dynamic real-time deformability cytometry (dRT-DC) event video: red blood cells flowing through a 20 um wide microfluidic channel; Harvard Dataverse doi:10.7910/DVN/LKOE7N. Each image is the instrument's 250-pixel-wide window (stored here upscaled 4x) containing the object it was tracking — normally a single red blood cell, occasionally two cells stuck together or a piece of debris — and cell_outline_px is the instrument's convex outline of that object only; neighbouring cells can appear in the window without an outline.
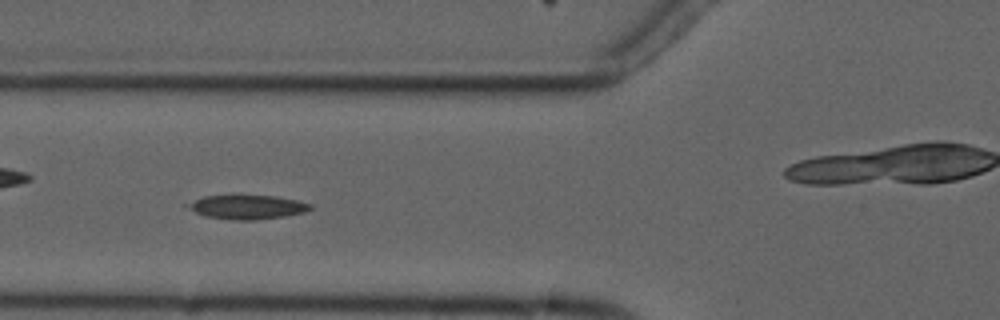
{"species": "common noctule bat (a hibernating species)", "species_latin": "Nyctalus noctula", "temperature_condition": "cold", "stored_images_in_passage": 8, "camera_frame_rate_fps": 3000, "um_per_image_px": 0.085, "animal": {"sex": "male", "forearm_length_mm": 52.5}, "frame": {"image": 1, "passage_image": 5, "time_ms": 4.667, "image_size_px": [1000, 320], "cell_outline_px": [[312, 208], [304, 212], [284, 216], [256, 220], [232, 220], [204, 216], [196, 212], [184, 204], [204, 196], [276, 196], [300, 200], [312, 204]], "centroid_in_image_um": [21.04, 17.6], "position_along_channel_um": 104.8, "area_um2": 17.11}}
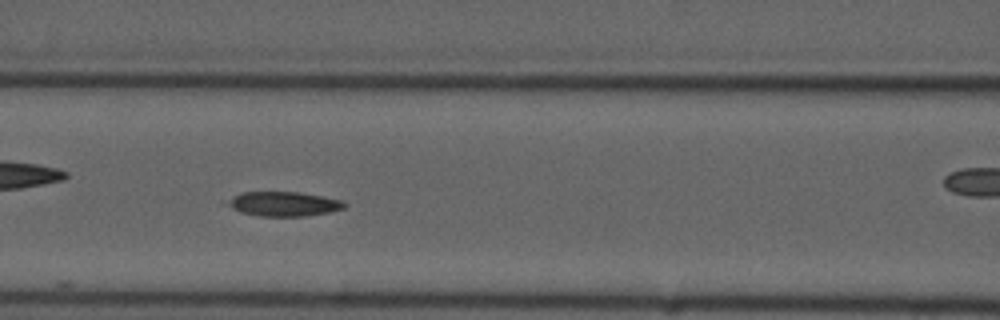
{"frame": {"image": 2, "passage_image": 6, "time_ms": 5.667, "image_size_px": [1000, 320], "cell_outline_px": [[348, 204], [344, 208], [328, 212], [304, 216], [260, 216], [240, 212], [220, 204], [240, 192], [300, 192], [344, 200]], "centroid_in_image_um": [24.05, 17.32], "position_along_channel_um": 142.5, "area_um2": 16.99}}
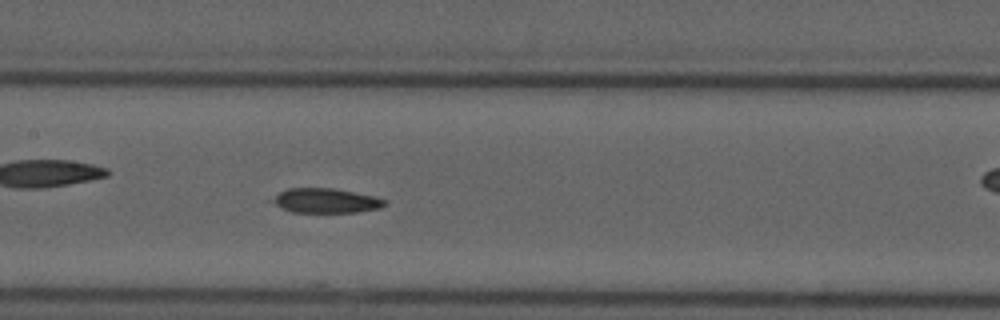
{"frame": {"image": 3, "passage_image": 7, "time_ms": 6.667, "image_size_px": [1000, 320], "cell_outline_px": [[388, 204], [380, 208], [356, 212], [292, 212], [280, 208], [264, 200], [288, 188], [332, 188], [372, 196], [388, 200]], "centroid_in_image_um": [27.59, 17.06], "position_along_channel_um": 179.8, "area_um2": 16.36}}